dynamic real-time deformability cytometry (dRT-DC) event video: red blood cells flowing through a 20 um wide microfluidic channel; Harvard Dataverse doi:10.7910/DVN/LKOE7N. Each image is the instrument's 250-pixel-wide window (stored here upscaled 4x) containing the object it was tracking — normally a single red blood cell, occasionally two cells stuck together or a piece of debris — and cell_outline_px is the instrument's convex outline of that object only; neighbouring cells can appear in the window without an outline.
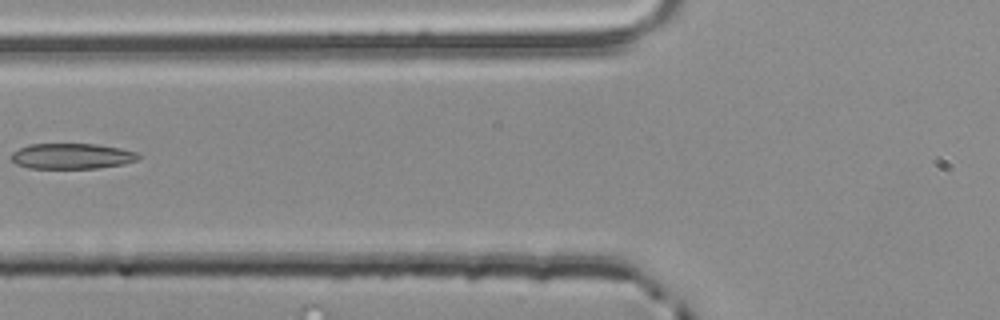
{"species": "common noctule bat (a hibernating species)", "species_latin": "Nyctalus noctula", "temperature_condition": "room temperature", "stored_images_in_passage": 4, "camera_frame_rate_fps": 3000, "um_per_image_px": 0.085, "animal": {"sex": "male", "body_mass_g": 20.4}, "frame": {"image": 1, "passage_image": 4, "time_ms": 1.0, "image_size_px": [1000, 320], "cell_outline_px": [[140, 156], [136, 160], [124, 164], [96, 168], [28, 168], [16, 164], [12, 160], [12, 152], [28, 144], [96, 144], [120, 148], [136, 152]], "centroid_in_image_um": [6.09, 13.27], "position_along_channel_um": 119.7, "area_um2": 18.84}}